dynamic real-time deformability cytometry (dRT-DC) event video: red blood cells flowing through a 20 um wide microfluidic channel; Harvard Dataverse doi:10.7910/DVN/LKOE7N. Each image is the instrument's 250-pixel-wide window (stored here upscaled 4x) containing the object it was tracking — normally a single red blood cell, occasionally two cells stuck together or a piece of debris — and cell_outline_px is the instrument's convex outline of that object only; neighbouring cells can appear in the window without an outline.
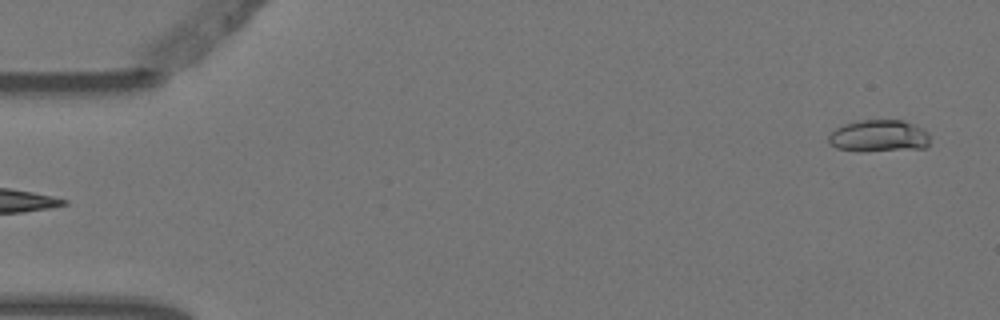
{"species": "Egyptian fruit bat (a non-hibernating species)", "species_latin": "Rousettus aegyptiacus", "temperature_condition": "warm", "stored_images_in_passage": 6, "segment_of_instrument_passage": [2, 2], "camera_frame_rate_fps": 3000, "um_per_image_px": 0.085, "animal": {"sex": "female"}, "frame": {"image": 1, "passage_image": 6, "time_ms": 1.667, "image_size_px": [1000, 320], "cell_outline_px": [[928, 144], [924, 148], [860, 152], [836, 148], [828, 144], [828, 136], [836, 128], [844, 124], [860, 120], [904, 120], [928, 132]], "centroid_in_image_um": [74.65, 11.57], "position_along_channel_um": 10.3, "area_um2": 19.02}}